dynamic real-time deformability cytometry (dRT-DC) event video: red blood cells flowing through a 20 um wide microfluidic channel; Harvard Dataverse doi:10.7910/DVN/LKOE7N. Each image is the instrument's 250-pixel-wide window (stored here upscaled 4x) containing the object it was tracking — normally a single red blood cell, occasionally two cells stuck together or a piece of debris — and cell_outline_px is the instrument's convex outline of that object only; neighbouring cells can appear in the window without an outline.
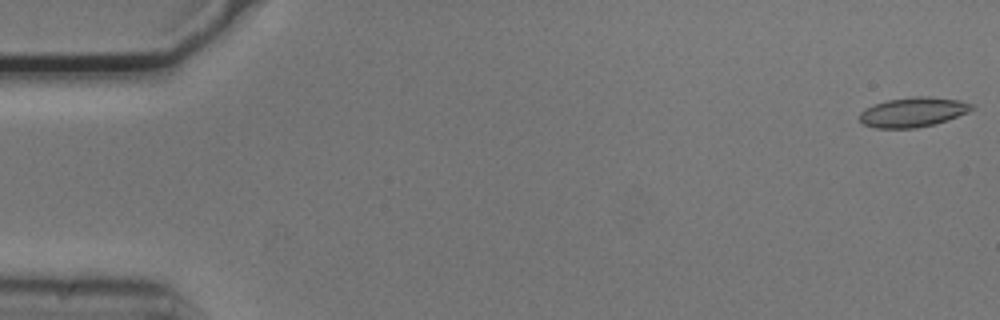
{"species": "common noctule bat (a hibernating species)", "species_latin": "Nyctalus noctula", "temperature_condition": "cold", "stored_images_in_passage": 50, "camera_frame_rate_fps": 3000, "um_per_image_px": 0.085, "animal": {"sex": "male", "body_mass_g": 20.5, "forearm_length_mm": 52.5}, "frame": {"image": 1, "passage_image": 1, "time_ms": 0.0, "image_size_px": [1000, 320], "cell_outline_px": [[976, 108], [968, 112], [932, 124], [916, 128], [876, 128], [864, 124], [860, 120], [860, 112], [864, 108], [888, 100], [916, 96], [924, 96], [960, 100], [972, 104]], "centroid_in_image_um": [77.6, 9.52], "position_along_channel_um": 7.4, "area_um2": 19.07}}
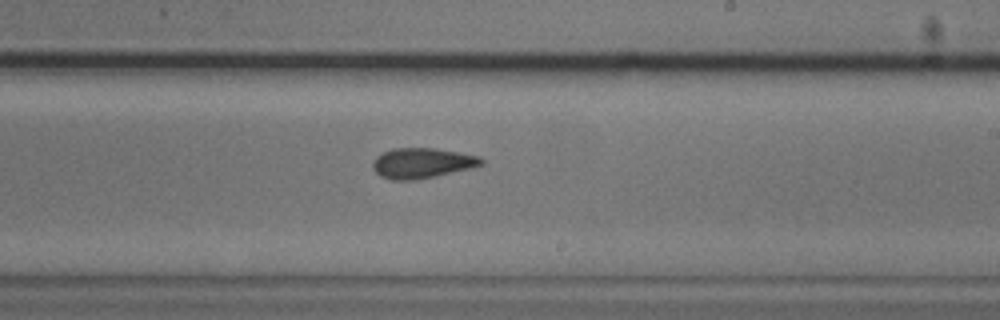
{"frame": {"image": 2, "passage_image": 32, "time_ms": 10.333, "image_size_px": [1000, 320], "cell_outline_px": [[484, 164], [436, 176], [416, 180], [392, 180], [380, 176], [372, 168], [372, 164], [376, 156], [392, 148], [436, 148], [480, 156], [484, 160]], "centroid_in_image_um": [35.85, 13.86], "position_along_channel_um": 253.1, "area_um2": 19.13}}
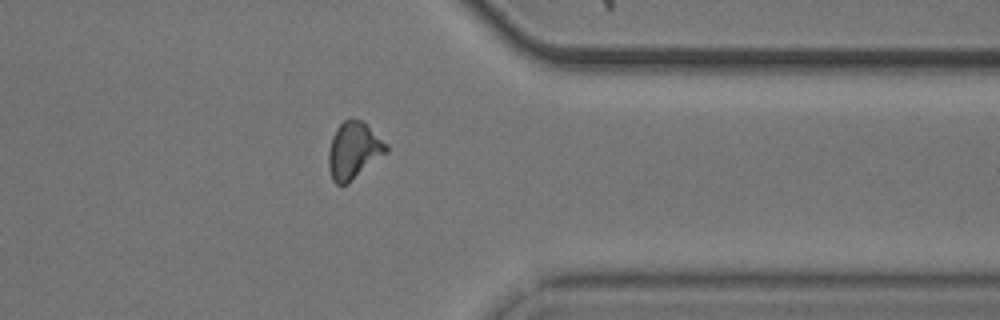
{"frame": {"image": 3, "passage_image": 43, "time_ms": 14.0, "image_size_px": [1000, 320], "cell_outline_px": [[388, 152], [348, 184], [340, 188], [332, 180], [328, 168], [328, 152], [332, 136], [336, 128], [344, 120], [360, 120], [388, 144]], "centroid_in_image_um": [30.04, 12.85], "position_along_channel_um": 381.4, "area_um2": 19.25}, "authors_computed_cell_mechanics": {"area_um2": 19.0162, "velocity_mm_per_s": 3.7383, "shape_relaxation_time_tau1_ms": 11.3648, "shape_relaxation_time_tau2_ms": 2.3458, "deformation_change_tau1": 0.1736, "deformation_change_tau2": 0.0847}}